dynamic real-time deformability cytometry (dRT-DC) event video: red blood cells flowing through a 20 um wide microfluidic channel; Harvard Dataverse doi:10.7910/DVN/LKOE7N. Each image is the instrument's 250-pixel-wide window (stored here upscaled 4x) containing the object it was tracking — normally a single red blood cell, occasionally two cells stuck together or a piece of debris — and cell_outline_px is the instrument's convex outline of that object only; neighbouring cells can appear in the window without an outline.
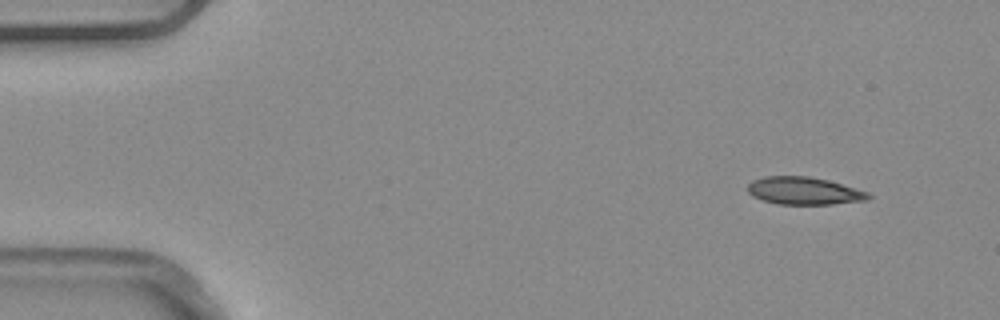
{"species": "common noctule bat (a hibernating species)", "species_latin": "Nyctalus noctula", "temperature_condition": "warm", "stored_images_in_passage": 4, "camera_frame_rate_fps": 3000, "um_per_image_px": 0.085, "animal": {"sex": "male", "body_mass_g": 20.4}, "frame": {"image": 1, "passage_image": 1, "time_ms": 0.0, "image_size_px": [1000, 320], "cell_outline_px": [[872, 196], [868, 200], [832, 204], [776, 204], [752, 196], [748, 192], [748, 184], [752, 180], [764, 176], [808, 176], [828, 180], [868, 192]], "centroid_in_image_um": [68.33, 16.22], "position_along_channel_um": 16.7, "area_um2": 19.36}}
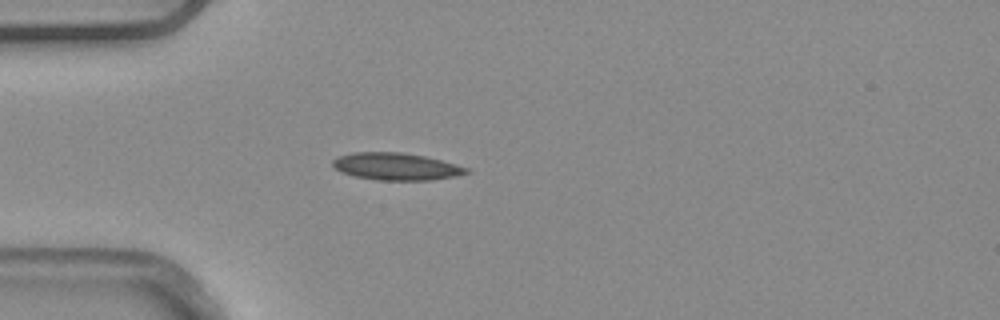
{"frame": {"image": 2, "passage_image": 4, "time_ms": 1.0, "image_size_px": [1000, 320], "cell_outline_px": [[472, 172], [456, 176], [432, 180], [376, 180], [356, 176], [340, 172], [332, 168], [332, 160], [336, 156], [352, 152], [400, 152], [424, 156], [456, 164], [468, 168]], "centroid_in_image_um": [33.63, 14.15], "position_along_channel_um": 51.4, "area_um2": 21.39}}